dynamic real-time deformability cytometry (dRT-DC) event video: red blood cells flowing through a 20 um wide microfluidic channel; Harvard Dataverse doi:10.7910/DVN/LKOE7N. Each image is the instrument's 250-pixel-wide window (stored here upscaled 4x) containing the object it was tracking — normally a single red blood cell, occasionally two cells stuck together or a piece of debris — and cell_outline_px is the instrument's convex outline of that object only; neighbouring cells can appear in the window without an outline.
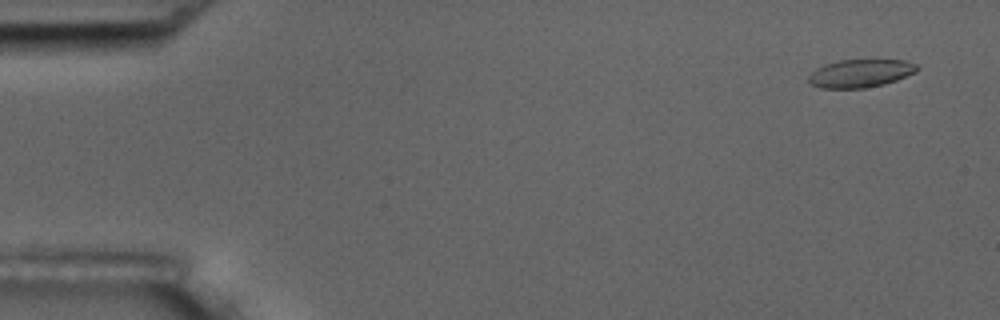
{"species": "common noctule bat (a hibernating species)", "species_latin": "Nyctalus noctula", "temperature_condition": "room temperature", "stored_images_in_passage": 5, "camera_frame_rate_fps": 3000, "um_per_image_px": 0.085, "animal": {"sex": "male", "body_mass_g": 17.5, "forearm_length_mm": 52.3}, "frame": {"image": 1, "passage_image": 1, "time_ms": 0.0, "image_size_px": [1000, 320], "cell_outline_px": [[920, 68], [916, 72], [896, 80], [884, 84], [864, 88], [820, 88], [812, 84], [808, 80], [808, 76], [816, 68], [824, 64], [840, 60], [904, 60], [916, 64]], "centroid_in_image_um": [73.14, 6.23], "position_along_channel_um": 11.9, "area_um2": 17.69}}
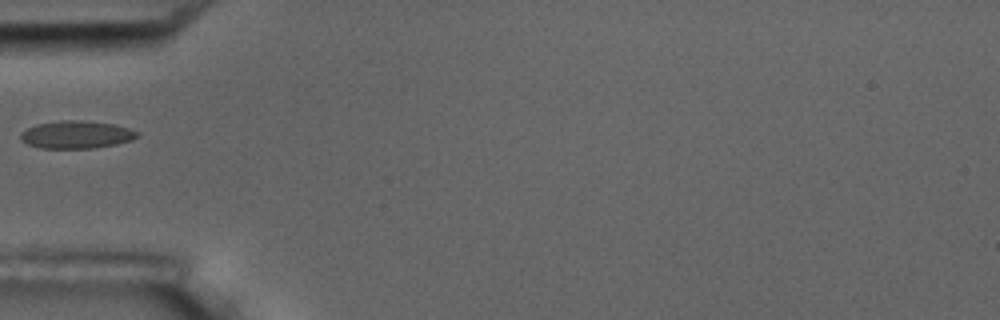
{"frame": {"image": 2, "passage_image": 5, "time_ms": 5.333, "image_size_px": [1000, 320], "cell_outline_px": [[140, 136], [132, 140], [116, 144], [96, 148], [40, 148], [28, 144], [20, 140], [20, 132], [36, 124], [60, 120], [80, 120], [116, 124], [140, 132]], "centroid_in_image_um": [6.51, 11.44], "position_along_channel_um": 78.5, "area_um2": 19.02}}